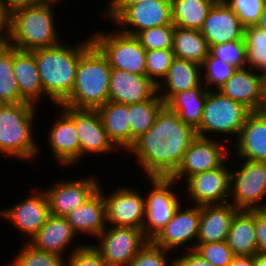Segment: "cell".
I'll use <instances>...</instances> for the list:
<instances>
[{"label":"cell","mask_w":266,"mask_h":266,"mask_svg":"<svg viewBox=\"0 0 266 266\" xmlns=\"http://www.w3.org/2000/svg\"><path fill=\"white\" fill-rule=\"evenodd\" d=\"M66 264V266H109L92 245L75 247Z\"/></svg>","instance_id":"f6af8a7d"},{"label":"cell","mask_w":266,"mask_h":266,"mask_svg":"<svg viewBox=\"0 0 266 266\" xmlns=\"http://www.w3.org/2000/svg\"><path fill=\"white\" fill-rule=\"evenodd\" d=\"M60 111V118L50 128L48 143L58 163L71 166L80 160L79 136L74 120L63 109Z\"/></svg>","instance_id":"44dd1931"},{"label":"cell","mask_w":266,"mask_h":266,"mask_svg":"<svg viewBox=\"0 0 266 266\" xmlns=\"http://www.w3.org/2000/svg\"><path fill=\"white\" fill-rule=\"evenodd\" d=\"M253 265L254 266H266V254L256 253L253 256Z\"/></svg>","instance_id":"db71d44e"},{"label":"cell","mask_w":266,"mask_h":266,"mask_svg":"<svg viewBox=\"0 0 266 266\" xmlns=\"http://www.w3.org/2000/svg\"><path fill=\"white\" fill-rule=\"evenodd\" d=\"M164 106L165 102L159 97L158 93L150 100L128 104L130 148L138 138L154 125L158 113Z\"/></svg>","instance_id":"d6a6232c"},{"label":"cell","mask_w":266,"mask_h":266,"mask_svg":"<svg viewBox=\"0 0 266 266\" xmlns=\"http://www.w3.org/2000/svg\"><path fill=\"white\" fill-rule=\"evenodd\" d=\"M106 223L117 227L142 230L145 218V199L137 190L121 187L110 195H104Z\"/></svg>","instance_id":"9a60e30c"},{"label":"cell","mask_w":266,"mask_h":266,"mask_svg":"<svg viewBox=\"0 0 266 266\" xmlns=\"http://www.w3.org/2000/svg\"><path fill=\"white\" fill-rule=\"evenodd\" d=\"M146 0H111L108 3L107 11L104 12L105 16L111 18L113 21L129 6L140 3Z\"/></svg>","instance_id":"c3c4849f"},{"label":"cell","mask_w":266,"mask_h":266,"mask_svg":"<svg viewBox=\"0 0 266 266\" xmlns=\"http://www.w3.org/2000/svg\"><path fill=\"white\" fill-rule=\"evenodd\" d=\"M195 249L213 266H228L234 257L226 241L212 243H196L188 248Z\"/></svg>","instance_id":"7bdbcfd3"},{"label":"cell","mask_w":266,"mask_h":266,"mask_svg":"<svg viewBox=\"0 0 266 266\" xmlns=\"http://www.w3.org/2000/svg\"><path fill=\"white\" fill-rule=\"evenodd\" d=\"M167 252L168 251L165 249L154 245L151 241H148L132 259L129 266H175L174 259L171 261L167 260Z\"/></svg>","instance_id":"ee69618b"},{"label":"cell","mask_w":266,"mask_h":266,"mask_svg":"<svg viewBox=\"0 0 266 266\" xmlns=\"http://www.w3.org/2000/svg\"><path fill=\"white\" fill-rule=\"evenodd\" d=\"M174 24L163 25L138 32L135 37L146 50L172 49Z\"/></svg>","instance_id":"f35d334b"},{"label":"cell","mask_w":266,"mask_h":266,"mask_svg":"<svg viewBox=\"0 0 266 266\" xmlns=\"http://www.w3.org/2000/svg\"><path fill=\"white\" fill-rule=\"evenodd\" d=\"M92 43L90 36L76 46L61 43L31 51L35 56L44 94L54 105H60L71 94L79 58Z\"/></svg>","instance_id":"7a4b0ae2"},{"label":"cell","mask_w":266,"mask_h":266,"mask_svg":"<svg viewBox=\"0 0 266 266\" xmlns=\"http://www.w3.org/2000/svg\"><path fill=\"white\" fill-rule=\"evenodd\" d=\"M100 115L103 127L113 145L130 149V126L128 122V105L108 101L96 109Z\"/></svg>","instance_id":"f546056e"},{"label":"cell","mask_w":266,"mask_h":266,"mask_svg":"<svg viewBox=\"0 0 266 266\" xmlns=\"http://www.w3.org/2000/svg\"><path fill=\"white\" fill-rule=\"evenodd\" d=\"M102 190L99 186L82 205L64 216L76 234L98 237L106 228V203Z\"/></svg>","instance_id":"603a6c76"},{"label":"cell","mask_w":266,"mask_h":266,"mask_svg":"<svg viewBox=\"0 0 266 266\" xmlns=\"http://www.w3.org/2000/svg\"><path fill=\"white\" fill-rule=\"evenodd\" d=\"M255 26L266 30V0L259 21Z\"/></svg>","instance_id":"11a10c76"},{"label":"cell","mask_w":266,"mask_h":266,"mask_svg":"<svg viewBox=\"0 0 266 266\" xmlns=\"http://www.w3.org/2000/svg\"><path fill=\"white\" fill-rule=\"evenodd\" d=\"M100 182L94 177L75 181L55 183L50 189L44 190L49 203L50 214L66 216L82 205L98 188Z\"/></svg>","instance_id":"d6986e66"},{"label":"cell","mask_w":266,"mask_h":266,"mask_svg":"<svg viewBox=\"0 0 266 266\" xmlns=\"http://www.w3.org/2000/svg\"><path fill=\"white\" fill-rule=\"evenodd\" d=\"M186 254L174 259L175 266H213L195 249H190Z\"/></svg>","instance_id":"7dc6e473"},{"label":"cell","mask_w":266,"mask_h":266,"mask_svg":"<svg viewBox=\"0 0 266 266\" xmlns=\"http://www.w3.org/2000/svg\"><path fill=\"white\" fill-rule=\"evenodd\" d=\"M26 102L19 92L13 71V47L7 42L0 44V104Z\"/></svg>","instance_id":"e575fe53"},{"label":"cell","mask_w":266,"mask_h":266,"mask_svg":"<svg viewBox=\"0 0 266 266\" xmlns=\"http://www.w3.org/2000/svg\"><path fill=\"white\" fill-rule=\"evenodd\" d=\"M217 0H171L173 24L200 31Z\"/></svg>","instance_id":"836d02e7"},{"label":"cell","mask_w":266,"mask_h":266,"mask_svg":"<svg viewBox=\"0 0 266 266\" xmlns=\"http://www.w3.org/2000/svg\"><path fill=\"white\" fill-rule=\"evenodd\" d=\"M210 53L214 57H217L236 68L247 67V55L244 39L211 46Z\"/></svg>","instance_id":"60d3db41"},{"label":"cell","mask_w":266,"mask_h":266,"mask_svg":"<svg viewBox=\"0 0 266 266\" xmlns=\"http://www.w3.org/2000/svg\"><path fill=\"white\" fill-rule=\"evenodd\" d=\"M238 211L230 202L201 205L197 243L226 241L231 221Z\"/></svg>","instance_id":"cb8c5ba5"},{"label":"cell","mask_w":266,"mask_h":266,"mask_svg":"<svg viewBox=\"0 0 266 266\" xmlns=\"http://www.w3.org/2000/svg\"><path fill=\"white\" fill-rule=\"evenodd\" d=\"M7 39H8V15L5 11L4 0H0V44L6 43Z\"/></svg>","instance_id":"f907efd6"},{"label":"cell","mask_w":266,"mask_h":266,"mask_svg":"<svg viewBox=\"0 0 266 266\" xmlns=\"http://www.w3.org/2000/svg\"><path fill=\"white\" fill-rule=\"evenodd\" d=\"M226 165L224 162L220 167L195 174L186 180L185 187L195 205L225 204L230 201L231 171Z\"/></svg>","instance_id":"5bb4252c"},{"label":"cell","mask_w":266,"mask_h":266,"mask_svg":"<svg viewBox=\"0 0 266 266\" xmlns=\"http://www.w3.org/2000/svg\"><path fill=\"white\" fill-rule=\"evenodd\" d=\"M218 91L234 101L244 104L251 111H260V74L251 68H237Z\"/></svg>","instance_id":"d4e9b609"},{"label":"cell","mask_w":266,"mask_h":266,"mask_svg":"<svg viewBox=\"0 0 266 266\" xmlns=\"http://www.w3.org/2000/svg\"><path fill=\"white\" fill-rule=\"evenodd\" d=\"M223 1L238 16L245 28L255 26L258 23L265 4V0Z\"/></svg>","instance_id":"b9f144b4"},{"label":"cell","mask_w":266,"mask_h":266,"mask_svg":"<svg viewBox=\"0 0 266 266\" xmlns=\"http://www.w3.org/2000/svg\"><path fill=\"white\" fill-rule=\"evenodd\" d=\"M42 1V4H46V5H54L56 4L57 1L60 2V0H41ZM55 2V3H54Z\"/></svg>","instance_id":"9f6ffc18"},{"label":"cell","mask_w":266,"mask_h":266,"mask_svg":"<svg viewBox=\"0 0 266 266\" xmlns=\"http://www.w3.org/2000/svg\"><path fill=\"white\" fill-rule=\"evenodd\" d=\"M245 27L238 16L225 4L217 0L211 7L200 30L209 46L244 39Z\"/></svg>","instance_id":"ac0fdd59"},{"label":"cell","mask_w":266,"mask_h":266,"mask_svg":"<svg viewBox=\"0 0 266 266\" xmlns=\"http://www.w3.org/2000/svg\"><path fill=\"white\" fill-rule=\"evenodd\" d=\"M75 235L76 233L65 217L50 214L29 243L36 249L63 256L62 254L73 242Z\"/></svg>","instance_id":"4316f807"},{"label":"cell","mask_w":266,"mask_h":266,"mask_svg":"<svg viewBox=\"0 0 266 266\" xmlns=\"http://www.w3.org/2000/svg\"><path fill=\"white\" fill-rule=\"evenodd\" d=\"M114 22L123 25L118 29L120 32L132 36L150 28L173 24L171 0H146L129 5Z\"/></svg>","instance_id":"7c38bea8"},{"label":"cell","mask_w":266,"mask_h":266,"mask_svg":"<svg viewBox=\"0 0 266 266\" xmlns=\"http://www.w3.org/2000/svg\"><path fill=\"white\" fill-rule=\"evenodd\" d=\"M254 226L257 241V253L266 254V213L262 209L254 210Z\"/></svg>","instance_id":"bcb514c9"},{"label":"cell","mask_w":266,"mask_h":266,"mask_svg":"<svg viewBox=\"0 0 266 266\" xmlns=\"http://www.w3.org/2000/svg\"><path fill=\"white\" fill-rule=\"evenodd\" d=\"M111 67L108 59L92 43L80 56L71 94L58 106L97 109L109 101Z\"/></svg>","instance_id":"3957f363"},{"label":"cell","mask_w":266,"mask_h":266,"mask_svg":"<svg viewBox=\"0 0 266 266\" xmlns=\"http://www.w3.org/2000/svg\"><path fill=\"white\" fill-rule=\"evenodd\" d=\"M235 153L242 160L266 162V111H252L238 136Z\"/></svg>","instance_id":"7402d4cb"},{"label":"cell","mask_w":266,"mask_h":266,"mask_svg":"<svg viewBox=\"0 0 266 266\" xmlns=\"http://www.w3.org/2000/svg\"><path fill=\"white\" fill-rule=\"evenodd\" d=\"M53 6L40 4L23 7L8 15L7 43L21 51L53 47L60 44Z\"/></svg>","instance_id":"277c9868"},{"label":"cell","mask_w":266,"mask_h":266,"mask_svg":"<svg viewBox=\"0 0 266 266\" xmlns=\"http://www.w3.org/2000/svg\"><path fill=\"white\" fill-rule=\"evenodd\" d=\"M226 242L234 256L257 253L254 210H239L233 217Z\"/></svg>","instance_id":"f1b7e54d"},{"label":"cell","mask_w":266,"mask_h":266,"mask_svg":"<svg viewBox=\"0 0 266 266\" xmlns=\"http://www.w3.org/2000/svg\"><path fill=\"white\" fill-rule=\"evenodd\" d=\"M35 105L29 102L0 104V153L20 160L37 157L33 137Z\"/></svg>","instance_id":"5b68a950"},{"label":"cell","mask_w":266,"mask_h":266,"mask_svg":"<svg viewBox=\"0 0 266 266\" xmlns=\"http://www.w3.org/2000/svg\"><path fill=\"white\" fill-rule=\"evenodd\" d=\"M5 11L9 15L12 11L23 7L37 6L42 4L41 0H4Z\"/></svg>","instance_id":"681fc988"},{"label":"cell","mask_w":266,"mask_h":266,"mask_svg":"<svg viewBox=\"0 0 266 266\" xmlns=\"http://www.w3.org/2000/svg\"><path fill=\"white\" fill-rule=\"evenodd\" d=\"M196 137V130L165 105L154 125L128 151L137 156L147 177L170 178Z\"/></svg>","instance_id":"6da1fadb"},{"label":"cell","mask_w":266,"mask_h":266,"mask_svg":"<svg viewBox=\"0 0 266 266\" xmlns=\"http://www.w3.org/2000/svg\"><path fill=\"white\" fill-rule=\"evenodd\" d=\"M75 122L80 144V158L88 154H107L116 149L109 140L96 109H76L69 106H58Z\"/></svg>","instance_id":"4fadbf2b"},{"label":"cell","mask_w":266,"mask_h":266,"mask_svg":"<svg viewBox=\"0 0 266 266\" xmlns=\"http://www.w3.org/2000/svg\"><path fill=\"white\" fill-rule=\"evenodd\" d=\"M244 40L246 46L247 66L257 71L266 70V30L257 26L245 28Z\"/></svg>","instance_id":"d590c367"},{"label":"cell","mask_w":266,"mask_h":266,"mask_svg":"<svg viewBox=\"0 0 266 266\" xmlns=\"http://www.w3.org/2000/svg\"><path fill=\"white\" fill-rule=\"evenodd\" d=\"M209 88L195 87L176 93L165 105L195 130L200 126Z\"/></svg>","instance_id":"4dcf8cb0"},{"label":"cell","mask_w":266,"mask_h":266,"mask_svg":"<svg viewBox=\"0 0 266 266\" xmlns=\"http://www.w3.org/2000/svg\"><path fill=\"white\" fill-rule=\"evenodd\" d=\"M174 58L172 49L146 50V76L158 86L166 77Z\"/></svg>","instance_id":"74e56055"},{"label":"cell","mask_w":266,"mask_h":266,"mask_svg":"<svg viewBox=\"0 0 266 266\" xmlns=\"http://www.w3.org/2000/svg\"><path fill=\"white\" fill-rule=\"evenodd\" d=\"M262 210L266 213V204L264 205V207L262 208Z\"/></svg>","instance_id":"6f0895ef"},{"label":"cell","mask_w":266,"mask_h":266,"mask_svg":"<svg viewBox=\"0 0 266 266\" xmlns=\"http://www.w3.org/2000/svg\"><path fill=\"white\" fill-rule=\"evenodd\" d=\"M23 245L9 266H66L64 256L36 249L29 242Z\"/></svg>","instance_id":"8d00e7d4"},{"label":"cell","mask_w":266,"mask_h":266,"mask_svg":"<svg viewBox=\"0 0 266 266\" xmlns=\"http://www.w3.org/2000/svg\"><path fill=\"white\" fill-rule=\"evenodd\" d=\"M252 111L244 104L222 95L218 90H208L197 136L209 138L205 132L237 135L238 138L248 115Z\"/></svg>","instance_id":"8992f818"},{"label":"cell","mask_w":266,"mask_h":266,"mask_svg":"<svg viewBox=\"0 0 266 266\" xmlns=\"http://www.w3.org/2000/svg\"><path fill=\"white\" fill-rule=\"evenodd\" d=\"M115 31L92 34V42L108 59L111 68L146 75V49L135 36Z\"/></svg>","instance_id":"52a82bcc"},{"label":"cell","mask_w":266,"mask_h":266,"mask_svg":"<svg viewBox=\"0 0 266 266\" xmlns=\"http://www.w3.org/2000/svg\"><path fill=\"white\" fill-rule=\"evenodd\" d=\"M13 71L20 96L26 102L35 105L42 95L45 96L35 56L31 51L13 48Z\"/></svg>","instance_id":"83f0119b"},{"label":"cell","mask_w":266,"mask_h":266,"mask_svg":"<svg viewBox=\"0 0 266 266\" xmlns=\"http://www.w3.org/2000/svg\"><path fill=\"white\" fill-rule=\"evenodd\" d=\"M228 266H254L253 256H234Z\"/></svg>","instance_id":"f5cc1de1"},{"label":"cell","mask_w":266,"mask_h":266,"mask_svg":"<svg viewBox=\"0 0 266 266\" xmlns=\"http://www.w3.org/2000/svg\"><path fill=\"white\" fill-rule=\"evenodd\" d=\"M152 191L145 196V218L142 226L144 237L152 241L172 219L175 211L181 206L178 196L172 191L177 183L171 178H148ZM174 193V194H173Z\"/></svg>","instance_id":"9c48e42d"},{"label":"cell","mask_w":266,"mask_h":266,"mask_svg":"<svg viewBox=\"0 0 266 266\" xmlns=\"http://www.w3.org/2000/svg\"><path fill=\"white\" fill-rule=\"evenodd\" d=\"M200 218L201 206L194 205L185 210L179 206L172 219L151 242L166 251L185 246L187 242L197 240Z\"/></svg>","instance_id":"e0dca14e"},{"label":"cell","mask_w":266,"mask_h":266,"mask_svg":"<svg viewBox=\"0 0 266 266\" xmlns=\"http://www.w3.org/2000/svg\"><path fill=\"white\" fill-rule=\"evenodd\" d=\"M202 69L206 70H203L205 72V82L203 81V85L205 87L213 85L215 86L213 88L218 90L232 76L237 68L214 57L210 53L203 62Z\"/></svg>","instance_id":"ab89813d"},{"label":"cell","mask_w":266,"mask_h":266,"mask_svg":"<svg viewBox=\"0 0 266 266\" xmlns=\"http://www.w3.org/2000/svg\"><path fill=\"white\" fill-rule=\"evenodd\" d=\"M0 216L13 223L17 230L27 235L29 242L50 216L48 198L45 191H37L26 196L11 208L0 210Z\"/></svg>","instance_id":"2e32d148"},{"label":"cell","mask_w":266,"mask_h":266,"mask_svg":"<svg viewBox=\"0 0 266 266\" xmlns=\"http://www.w3.org/2000/svg\"><path fill=\"white\" fill-rule=\"evenodd\" d=\"M157 86L146 76L111 68L109 101L134 104L152 99Z\"/></svg>","instance_id":"ffe728a7"},{"label":"cell","mask_w":266,"mask_h":266,"mask_svg":"<svg viewBox=\"0 0 266 266\" xmlns=\"http://www.w3.org/2000/svg\"><path fill=\"white\" fill-rule=\"evenodd\" d=\"M227 147L213 138L197 136L187 148L177 170L170 177L178 182L186 180L195 174L220 167L227 159Z\"/></svg>","instance_id":"8fae6325"},{"label":"cell","mask_w":266,"mask_h":266,"mask_svg":"<svg viewBox=\"0 0 266 266\" xmlns=\"http://www.w3.org/2000/svg\"><path fill=\"white\" fill-rule=\"evenodd\" d=\"M261 101L260 111H266V70L260 72Z\"/></svg>","instance_id":"816d5d0a"},{"label":"cell","mask_w":266,"mask_h":266,"mask_svg":"<svg viewBox=\"0 0 266 266\" xmlns=\"http://www.w3.org/2000/svg\"><path fill=\"white\" fill-rule=\"evenodd\" d=\"M243 162L238 171H231V204L238 210L262 209L266 204H261L266 197V162Z\"/></svg>","instance_id":"ba28073f"},{"label":"cell","mask_w":266,"mask_h":266,"mask_svg":"<svg viewBox=\"0 0 266 266\" xmlns=\"http://www.w3.org/2000/svg\"><path fill=\"white\" fill-rule=\"evenodd\" d=\"M201 68L202 65L198 63L175 57L168 69L166 77L157 86L159 97L166 104L176 93L195 87H203V81L201 80L202 72L200 74L199 71ZM162 89L166 90V93H163Z\"/></svg>","instance_id":"484cf974"},{"label":"cell","mask_w":266,"mask_h":266,"mask_svg":"<svg viewBox=\"0 0 266 266\" xmlns=\"http://www.w3.org/2000/svg\"><path fill=\"white\" fill-rule=\"evenodd\" d=\"M99 245L93 247L109 266H129L132 259L148 240L138 228L110 226L97 237Z\"/></svg>","instance_id":"30bf717a"},{"label":"cell","mask_w":266,"mask_h":266,"mask_svg":"<svg viewBox=\"0 0 266 266\" xmlns=\"http://www.w3.org/2000/svg\"><path fill=\"white\" fill-rule=\"evenodd\" d=\"M172 50L176 58L200 65L210 54V46L200 31L177 26L173 33Z\"/></svg>","instance_id":"1f68e13d"}]
</instances>
